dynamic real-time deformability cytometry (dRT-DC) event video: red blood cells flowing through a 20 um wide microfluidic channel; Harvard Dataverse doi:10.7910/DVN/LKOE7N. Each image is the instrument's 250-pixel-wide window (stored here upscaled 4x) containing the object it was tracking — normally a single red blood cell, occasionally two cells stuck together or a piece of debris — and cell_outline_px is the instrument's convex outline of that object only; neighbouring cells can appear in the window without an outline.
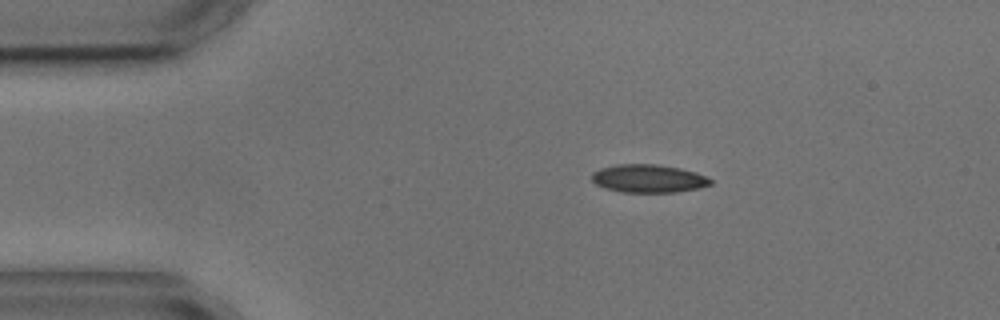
{"species": "common noctule bat (a hibernating species)", "species_latin": "Nyctalus noctula", "temperature_condition": "cold", "stored_images_in_passage": 3, "camera_frame_rate_fps": 3000, "um_per_image_px": 0.085, "animal": {"sex": "male", "body_mass_g": 17.9, "forearm_length_mm": 54.2}, "frame": {"image": 1, "passage_image": 2, "time_ms": 1.0, "image_size_px": [1000, 320], "cell_outline_px": [[712, 184], [700, 188], [676, 192], [620, 192], [604, 188], [596, 184], [592, 180], [592, 172], [600, 168], [616, 164], [656, 164], [680, 168], [696, 172], [712, 180]], "centroid_in_image_um": [55.1, 15.17], "position_along_channel_um": 29.9, "area_um2": 19.54}}